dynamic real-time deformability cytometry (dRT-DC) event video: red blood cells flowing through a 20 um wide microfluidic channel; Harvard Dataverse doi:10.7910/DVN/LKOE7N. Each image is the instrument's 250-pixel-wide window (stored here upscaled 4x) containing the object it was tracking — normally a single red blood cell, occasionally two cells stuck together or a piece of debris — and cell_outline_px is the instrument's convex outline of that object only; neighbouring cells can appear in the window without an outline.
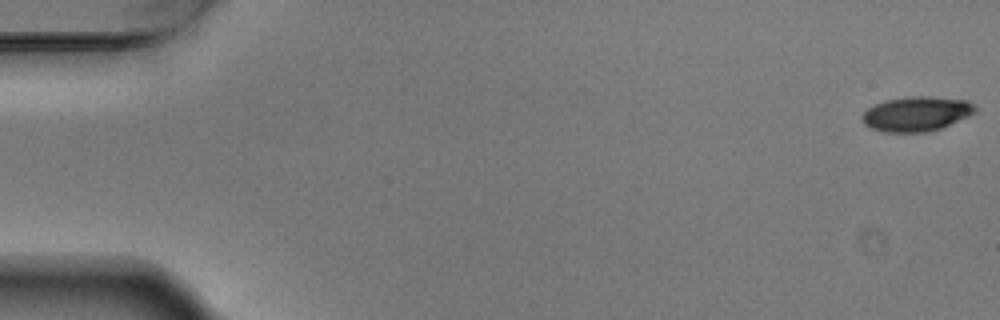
{"species": "Egyptian fruit bat (a non-hibernating species)", "species_latin": "Rousettus aegyptiacus", "temperature_condition": "warm", "stored_images_in_passage": 8, "camera_frame_rate_fps": 3000, "um_per_image_px": 0.085, "animal": {"sex": "male"}, "frame": {"image": 1, "passage_image": 1, "time_ms": 0.0, "image_size_px": [1000, 320], "cell_outline_px": [[976, 112], [968, 116], [940, 128], [924, 132], [884, 132], [872, 128], [864, 124], [860, 116], [868, 108], [884, 100], [908, 96], [928, 96], [964, 100], [972, 104], [976, 108]], "centroid_in_image_um": [77.86, 9.67], "position_along_channel_um": 7.1, "area_um2": 22.66}}
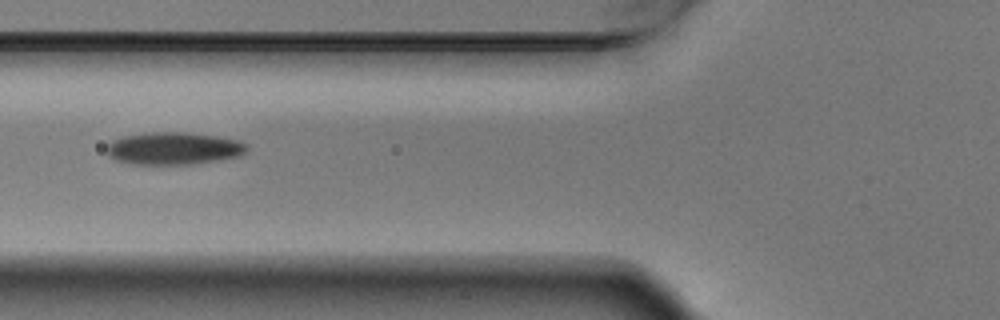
{"frame": {"image": 2, "passage_image": 6, "time_ms": 1.667, "image_size_px": [1000, 320], "cell_outline_px": [[248, 148], [240, 156], [220, 160], [188, 164], [132, 164], [116, 160], [108, 156], [104, 152], [104, 148], [112, 140], [124, 136], [152, 132], [188, 132], [216, 136], [240, 140], [248, 144]], "centroid_in_image_um": [14.75, 12.61], "position_along_channel_um": 111.1, "area_um2": 26.76}}
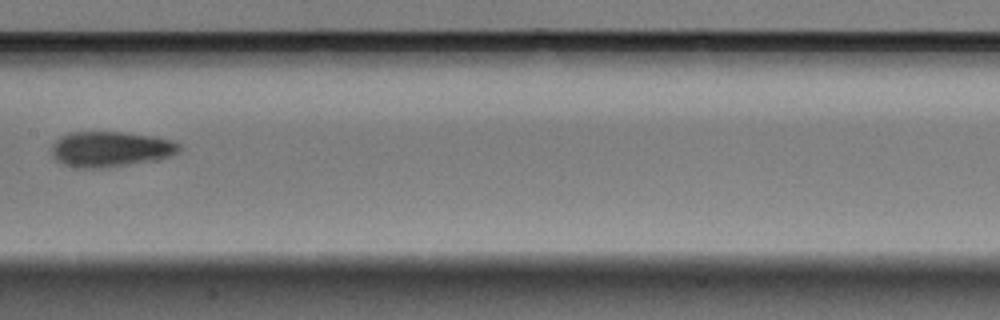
{"frame": {"image": 3, "passage_image": 8, "time_ms": 2.333, "image_size_px": [1000, 320], "cell_outline_px": [[180, 148], [172, 156], [156, 160], [100, 168], [76, 168], [64, 164], [56, 160], [52, 156], [52, 144], [60, 136], [72, 132], [124, 132], [156, 136], [172, 140], [180, 144]], "centroid_in_image_um": [9.39, 12.67], "position_along_channel_um": 198.0, "area_um2": 26.41}}